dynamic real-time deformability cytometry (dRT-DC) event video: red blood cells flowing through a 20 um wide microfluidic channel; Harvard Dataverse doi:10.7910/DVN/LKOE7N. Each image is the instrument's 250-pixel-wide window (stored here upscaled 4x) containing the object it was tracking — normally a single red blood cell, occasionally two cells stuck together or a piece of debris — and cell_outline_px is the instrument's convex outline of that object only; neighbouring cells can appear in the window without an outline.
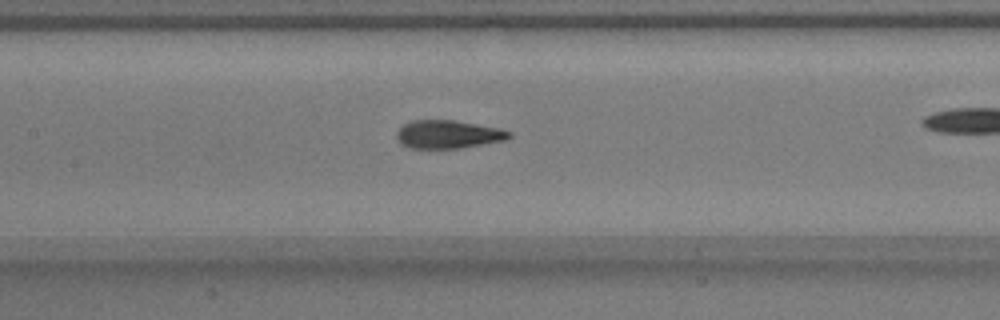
{"species": "common noctule bat (a hibernating species)", "species_latin": "Nyctalus noctula", "temperature_condition": "warm", "stored_images_in_passage": 31, "camera_frame_rate_fps": 3000, "um_per_image_px": 0.085, "animal": {"sex": "male", "body_mass_g": 17.9}, "frame": {"image": 1, "passage_image": 13, "time_ms": 4.0, "image_size_px": [1000, 320], "cell_outline_px": [[512, 136], [508, 140], [460, 148], [408, 148], [400, 144], [396, 136], [396, 132], [404, 124], [412, 120], [452, 120], [500, 128], [512, 132]], "centroid_in_image_um": [38.1, 11.42], "position_along_channel_um": 169.3, "area_um2": 18.61}}
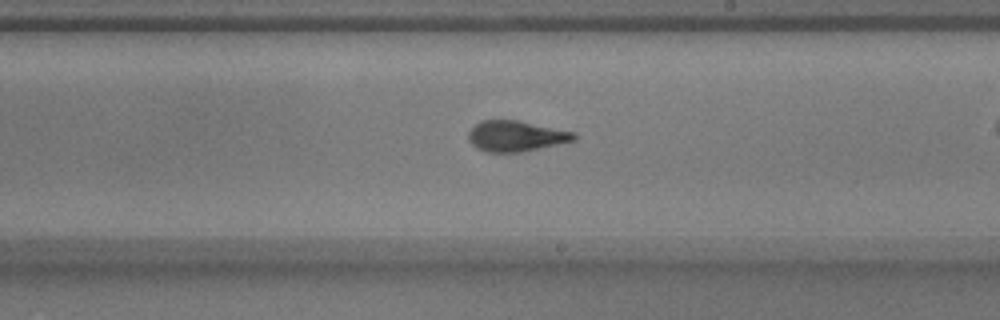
{"frame": {"image": 2, "passage_image": 19, "time_ms": 6.0, "image_size_px": [1000, 320], "cell_outline_px": [[576, 140], [520, 152], [488, 152], [476, 148], [468, 140], [468, 132], [476, 124], [484, 120], [520, 120], [576, 132]], "centroid_in_image_um": [43.86, 11.56], "position_along_channel_um": 245.1, "area_um2": 18.9}}
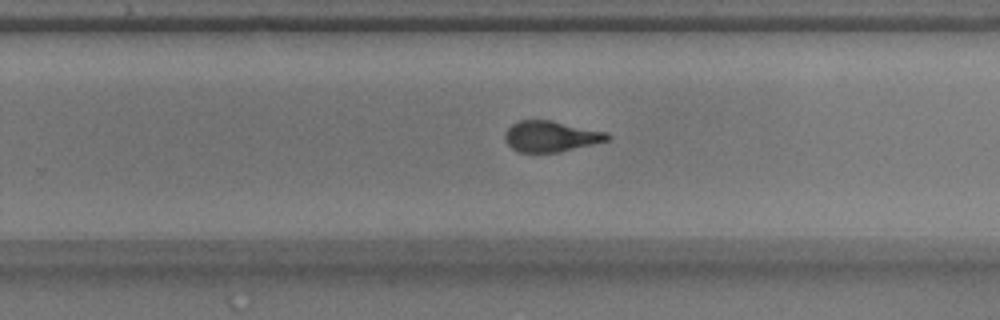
{"frame": {"image": 3, "passage_image": 22, "time_ms": 7.0, "image_size_px": [1000, 320], "cell_outline_px": [[612, 136], [608, 140], [592, 144], [556, 152], [520, 152], [512, 148], [504, 140], [504, 132], [512, 124], [520, 120], [552, 120], [608, 132]], "centroid_in_image_um": [46.81, 11.57], "position_along_channel_um": 283.0, "area_um2": 18.38}}